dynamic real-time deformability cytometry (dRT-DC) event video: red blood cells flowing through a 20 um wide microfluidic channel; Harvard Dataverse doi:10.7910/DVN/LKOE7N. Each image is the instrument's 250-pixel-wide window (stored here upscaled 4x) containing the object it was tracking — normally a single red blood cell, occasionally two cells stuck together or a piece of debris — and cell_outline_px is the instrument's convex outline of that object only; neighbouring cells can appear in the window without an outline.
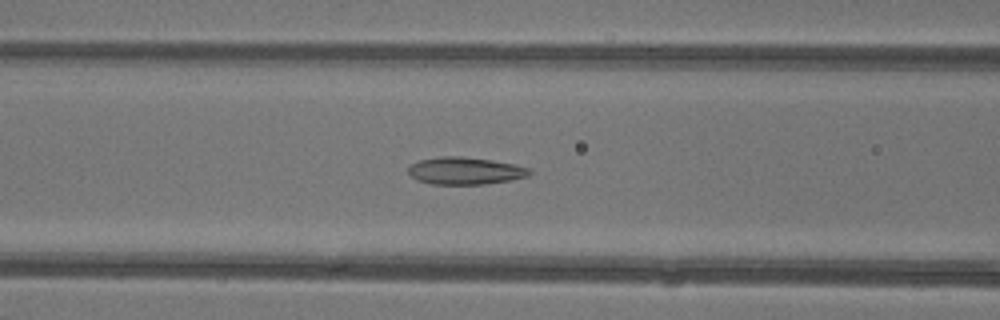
{"species": "common noctule bat (a hibernating species)", "species_latin": "Nyctalus noctula", "temperature_condition": "warm", "stored_images_in_passage": 48, "camera_frame_rate_fps": 3000, "um_per_image_px": 0.085, "animal": {"sex": "female"}, "frame": {"image": 1, "passage_image": 20, "time_ms": 6.333, "image_size_px": [1000, 320], "cell_outline_px": [[532, 172], [528, 176], [512, 180], [484, 184], [432, 184], [416, 180], [408, 172], [408, 168], [412, 164], [420, 160], [444, 156], [460, 156], [492, 160], [516, 164], [532, 168]], "centroid_in_image_um": [39.59, 14.52], "position_along_channel_um": 127.0, "area_um2": 19.36}}
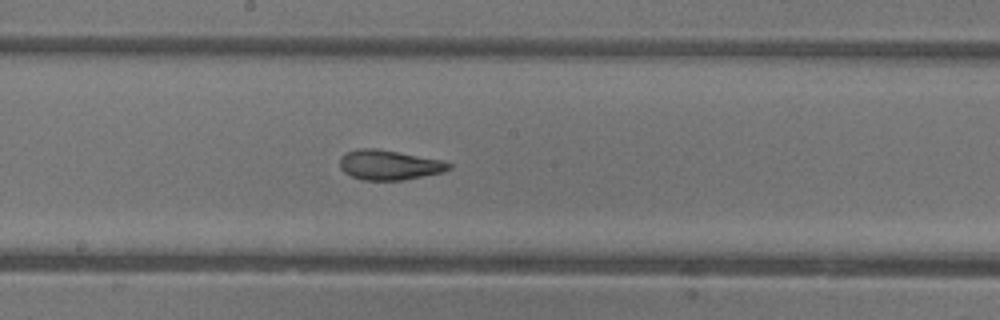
{"frame": {"image": 2, "passage_image": 26, "time_ms": 8.333, "image_size_px": [1000, 320], "cell_outline_px": [[452, 168], [444, 172], [404, 180], [364, 180], [352, 176], [344, 172], [340, 168], [340, 156], [348, 152], [360, 148], [376, 148], [440, 160], [452, 164]], "centroid_in_image_um": [33.08, 14.03], "position_along_channel_um": 215.1, "area_um2": 18.84}}
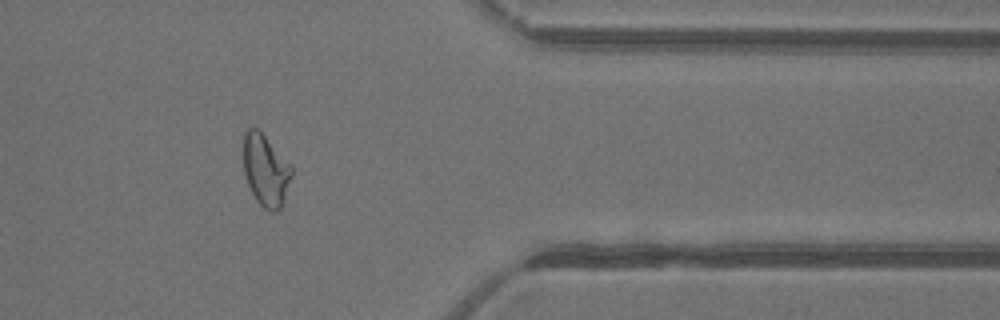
{"frame": {"image": 3, "passage_image": 39, "time_ms": 12.667, "image_size_px": [1000, 320], "cell_outline_px": [[292, 172], [284, 200], [280, 208], [276, 212], [272, 212], [264, 208], [256, 200], [248, 184], [244, 172], [244, 136], [248, 128], [260, 128], [292, 168]], "centroid_in_image_um": [22.57, 14.46], "position_along_channel_um": 388.8, "area_um2": 19.88}, "authors_computed_cell_mechanics": {"area_um2": 21.0392, "velocity_mm_per_s": 4.3968, "shape_relaxation_time_tau1_ms": null, "shape_relaxation_time_tau2_ms": 1.3805, "deformation_change_tau1": null, "deformation_change_tau2": 0.0884}}